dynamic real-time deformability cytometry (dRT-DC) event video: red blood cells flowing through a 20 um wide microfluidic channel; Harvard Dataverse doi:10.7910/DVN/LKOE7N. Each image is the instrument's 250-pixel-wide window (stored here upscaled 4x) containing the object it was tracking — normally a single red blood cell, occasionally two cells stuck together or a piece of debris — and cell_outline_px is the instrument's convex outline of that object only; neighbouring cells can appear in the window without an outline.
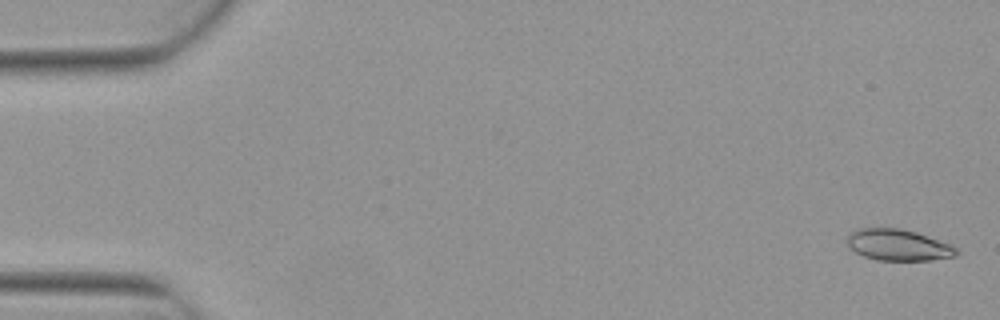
{"species": "Egyptian fruit bat (a non-hibernating species)", "species_latin": "Rousettus aegyptiacus", "temperature_condition": "warm", "stored_images_in_passage": 4, "camera_frame_rate_fps": 3000, "um_per_image_px": 0.085, "animal": {"sex": "female"}, "frame": {"image": 1, "passage_image": 1, "time_ms": 0.0, "image_size_px": [1000, 320], "cell_outline_px": [[960, 252], [956, 256], [932, 260], [876, 260], [864, 256], [856, 252], [848, 244], [848, 232], [860, 228], [900, 228], [916, 232], [948, 244], [956, 248]], "centroid_in_image_um": [76.34, 20.82], "position_along_channel_um": 8.7, "area_um2": 19.77}}